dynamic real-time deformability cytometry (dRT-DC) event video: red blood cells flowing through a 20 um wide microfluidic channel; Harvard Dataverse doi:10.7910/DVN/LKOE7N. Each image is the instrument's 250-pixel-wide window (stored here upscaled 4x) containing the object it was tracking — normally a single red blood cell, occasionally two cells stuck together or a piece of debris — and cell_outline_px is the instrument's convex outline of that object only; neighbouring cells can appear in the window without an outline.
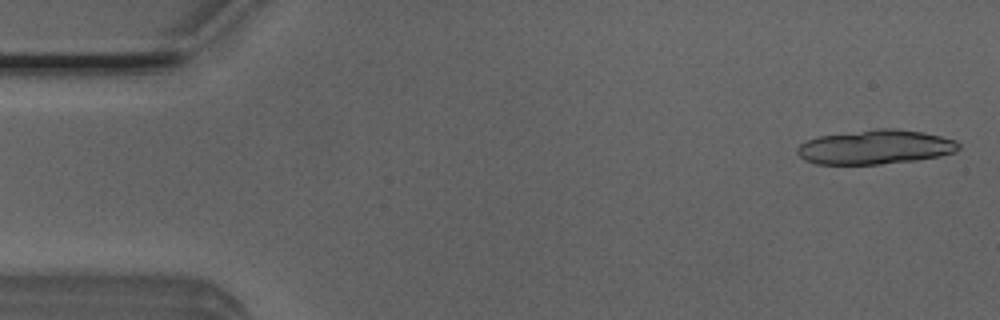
{"species": "Egyptian fruit bat (a non-hibernating species)", "species_latin": "Rousettus aegyptiacus", "temperature_condition": "room temperature", "stored_images_in_passage": 8, "camera_frame_rate_fps": 3000, "um_per_image_px": 0.085, "animal": {"sex": "male"}, "frame": {"image": 1, "passage_image": 1, "time_ms": 0.0, "image_size_px": [1000, 320], "cell_outline_px": [[960, 148], [956, 152], [940, 156], [916, 160], [880, 164], [816, 164], [804, 160], [796, 152], [796, 148], [800, 144], [816, 136], [876, 128], [896, 128], [920, 132], [940, 136], [956, 140], [960, 144]], "centroid_in_image_um": [74.39, 12.5], "position_along_channel_um": 10.6, "area_um2": 32.48}}